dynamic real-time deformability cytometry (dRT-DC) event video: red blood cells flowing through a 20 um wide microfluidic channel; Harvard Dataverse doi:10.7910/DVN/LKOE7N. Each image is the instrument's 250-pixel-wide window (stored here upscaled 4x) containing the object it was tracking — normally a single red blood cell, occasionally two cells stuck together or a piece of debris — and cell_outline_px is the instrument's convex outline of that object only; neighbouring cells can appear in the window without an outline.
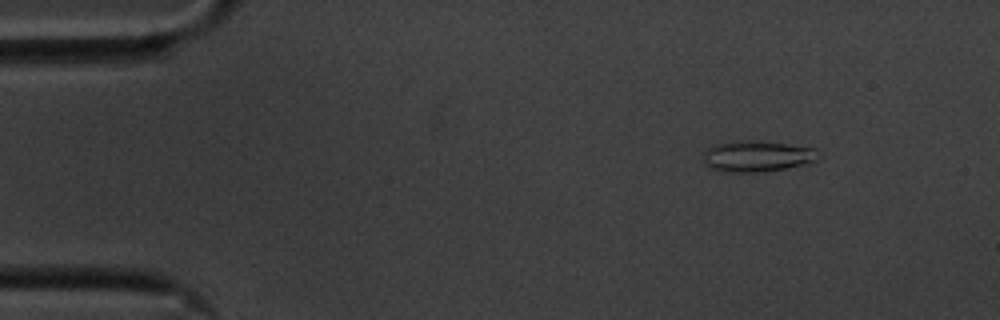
{"species": "common noctule bat (a hibernating species)", "species_latin": "Nyctalus noctula", "temperature_condition": "cold", "stored_images_in_passage": 50, "camera_frame_rate_fps": 3000, "um_per_image_px": 0.085, "animal": {"sex": "male", "body_mass_g": 20.1, "forearm_length_mm": 53.5}, "frame": {"image": 1, "passage_image": 1, "time_ms": 0.0, "image_size_px": [1000, 320], "cell_outline_px": [[820, 156], [816, 160], [784, 168], [764, 172], [720, 172], [708, 168], [704, 160], [704, 152], [708, 148], [716, 144], [732, 140], [748, 140], [788, 144], [816, 148]], "centroid_in_image_um": [64.3, 13.28], "position_along_channel_um": 20.7, "area_um2": 20.87}}
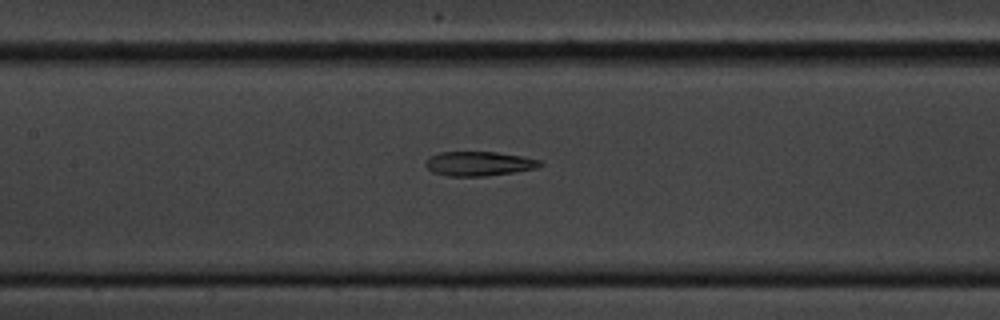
{"frame": {"image": 2, "passage_image": 20, "time_ms": 6.333, "image_size_px": [1000, 320], "cell_outline_px": [[544, 164], [536, 168], [512, 172], [484, 176], [448, 176], [432, 172], [424, 164], [424, 160], [428, 156], [440, 152], [496, 152], [520, 156], [540, 160]], "centroid_in_image_um": [40.65, 13.9], "position_along_channel_um": 166.8, "area_um2": 16.24}}
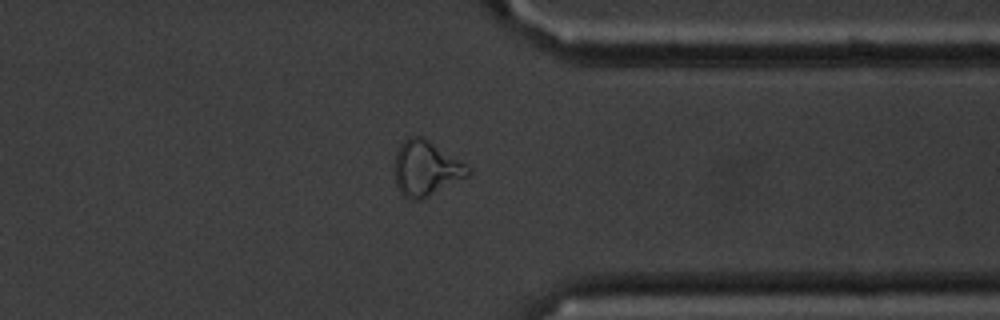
{"frame": {"image": 3, "passage_image": 38, "time_ms": 12.333, "image_size_px": [1000, 320], "cell_outline_px": [[472, 172], [468, 176], [420, 200], [412, 200], [404, 196], [400, 192], [396, 184], [392, 164], [396, 152], [400, 144], [408, 136], [424, 136], [472, 168]], "centroid_in_image_um": [36.18, 14.29], "position_along_channel_um": 375.2, "area_um2": 23.93}, "authors_computed_cell_mechanics": {"area_um2": 17.918, "velocity_mm_per_s": 3.5582, "shape_relaxation_time_tau1_ms": 7.8717, "shape_relaxation_time_tau2_ms": 3.6262, "deformation_change_tau1": 0.238, "deformation_change_tau2": 0.135}}